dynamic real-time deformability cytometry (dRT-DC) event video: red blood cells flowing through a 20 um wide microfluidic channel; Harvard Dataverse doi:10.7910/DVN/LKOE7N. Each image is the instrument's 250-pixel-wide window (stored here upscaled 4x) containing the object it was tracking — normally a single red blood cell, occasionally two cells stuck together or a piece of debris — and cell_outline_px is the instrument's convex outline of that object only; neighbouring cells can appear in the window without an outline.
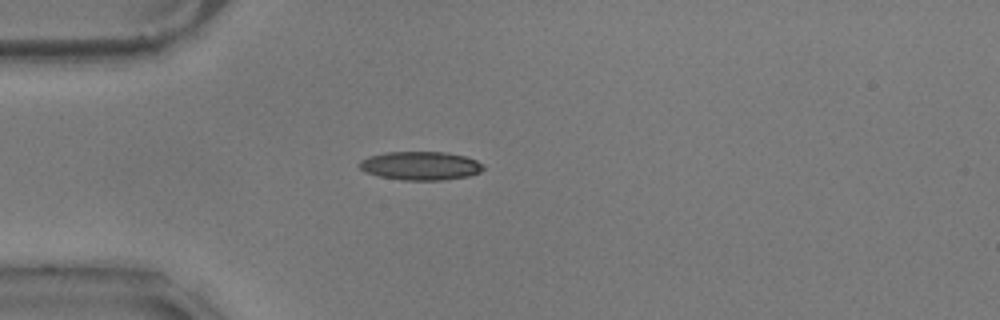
{"species": "common noctule bat (a hibernating species)", "species_latin": "Nyctalus noctula", "temperature_condition": "warm", "stored_images_in_passage": 9, "camera_frame_rate_fps": 3000, "um_per_image_px": 0.085, "animal": {"sex": "male", "body_mass_g": 17.9}, "frame": {"image": 1, "passage_image": 1, "time_ms": 0.0, "image_size_px": [1000, 320], "cell_outline_px": [[484, 168], [480, 172], [468, 176], [444, 180], [400, 180], [380, 176], [364, 172], [356, 164], [360, 160], [368, 156], [384, 152], [444, 152], [464, 156], [476, 160], [484, 164]], "centroid_in_image_um": [35.71, 14.09], "position_along_channel_um": 49.3, "area_um2": 20.81}}